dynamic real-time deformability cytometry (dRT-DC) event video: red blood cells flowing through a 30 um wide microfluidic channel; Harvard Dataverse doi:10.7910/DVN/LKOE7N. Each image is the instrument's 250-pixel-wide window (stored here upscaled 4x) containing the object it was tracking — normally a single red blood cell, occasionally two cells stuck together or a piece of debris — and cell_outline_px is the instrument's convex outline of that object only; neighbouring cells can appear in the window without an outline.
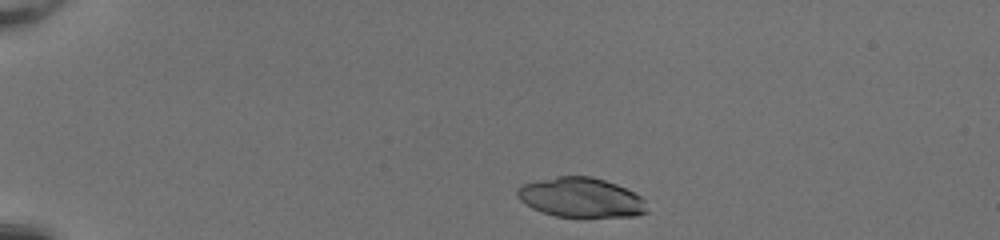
{"species": "common noctule bat (a hibernating species)", "species_latin": "Nyctalus noctula", "temperature_condition": "room temperature", "stored_images_in_passage": 41, "camera_frame_rate_fps": 3000, "um_per_image_px": 0.085, "animal": {"sex": "female", "body_mass_g": 20.0, "forearm_length_mm": 54.0}, "frame": {"image": 1, "passage_image": 1, "time_ms": 0.0, "image_size_px": [1000, 240], "cell_outline_px": [[648, 212], [636, 216], [556, 216], [532, 208], [520, 200], [516, 196], [516, 188], [520, 184], [536, 180], [556, 176], [592, 176], [616, 184], [640, 196], [644, 200], [648, 208]], "centroid_in_image_um": [49.34, 16.77], "position_along_channel_um": 35.7, "area_um2": 29.88}}